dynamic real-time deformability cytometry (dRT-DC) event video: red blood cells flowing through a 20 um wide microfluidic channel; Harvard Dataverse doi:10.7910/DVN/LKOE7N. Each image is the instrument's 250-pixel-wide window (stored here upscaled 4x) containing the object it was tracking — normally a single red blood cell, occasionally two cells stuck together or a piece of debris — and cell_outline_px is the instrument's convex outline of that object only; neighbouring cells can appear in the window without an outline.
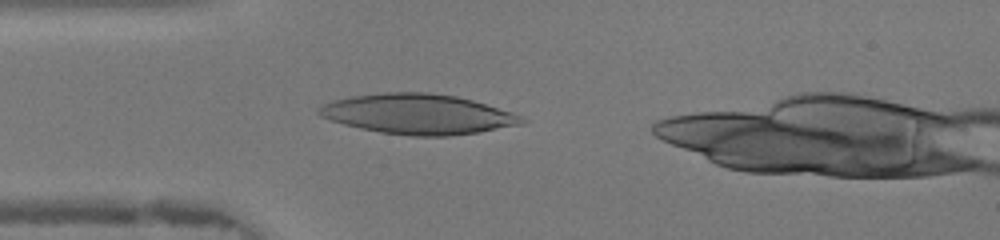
{"species": "human", "species_latin": "Homo sapiens", "temperature_condition": "warm", "stored_images_in_passage": 35, "camera_frame_rate_fps": 3000, "um_per_image_px": 0.085, "donor": {"sex": "female"}, "frame": {"image": 1, "passage_image": 5, "time_ms": 1.333, "image_size_px": [1000, 240], "cell_outline_px": [[528, 120], [524, 124], [480, 132], [448, 136], [412, 136], [380, 132], [360, 128], [344, 124], [320, 116], [316, 112], [316, 108], [332, 100], [352, 96], [384, 92], [428, 92], [456, 96], [472, 100], [512, 112], [524, 116]], "centroid_in_image_um": [35.55, 9.7], "position_along_channel_um": 49.4, "area_um2": 47.57}}
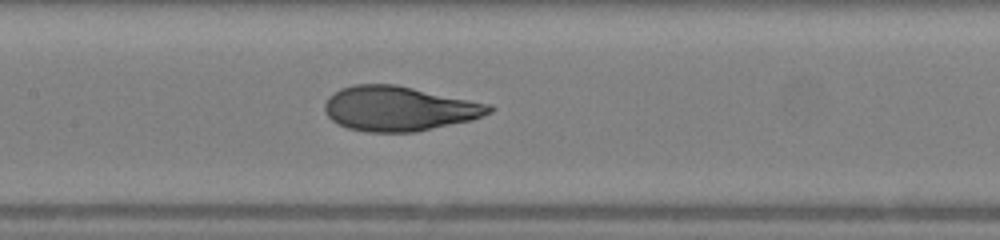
{"frame": {"image": 2, "passage_image": 14, "time_ms": 4.333, "image_size_px": [1000, 240], "cell_outline_px": [[496, 108], [492, 112], [472, 120], [416, 132], [368, 132], [348, 128], [332, 120], [324, 112], [324, 104], [328, 96], [340, 88], [352, 84], [396, 84], [492, 104]], "centroid_in_image_um": [33.94, 9.22], "position_along_channel_um": 173.5, "area_um2": 43.23}}
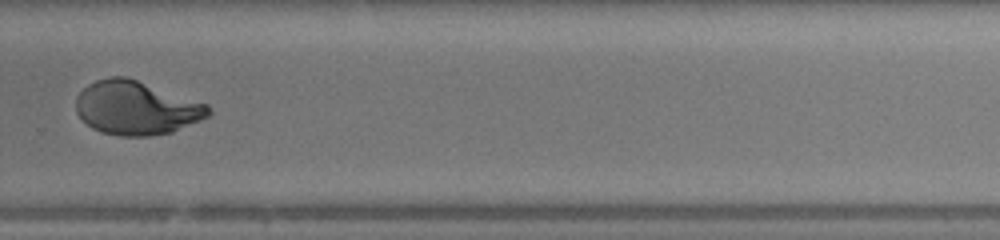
{"frame": {"image": 3, "passage_image": 24, "time_ms": 7.667, "image_size_px": [1000, 240], "cell_outline_px": [[212, 112], [208, 116], [200, 120], [172, 132], [148, 136], [120, 136], [104, 132], [92, 128], [76, 112], [76, 96], [88, 84], [96, 80], [112, 76], [124, 76], [208, 104], [212, 108]], "centroid_in_image_um": [11.59, 9.17], "position_along_channel_um": 318.2, "area_um2": 41.15}, "authors_computed_cell_mechanics": {"area_um2": 42.3096, "velocity_mm_per_s": 4.3585, "shape_relaxation_time_tau1_ms": 7.4082, "shape_relaxation_time_tau2_ms": null, "deformation_change_tau1": 0.3702, "deformation_change_tau2": null}}